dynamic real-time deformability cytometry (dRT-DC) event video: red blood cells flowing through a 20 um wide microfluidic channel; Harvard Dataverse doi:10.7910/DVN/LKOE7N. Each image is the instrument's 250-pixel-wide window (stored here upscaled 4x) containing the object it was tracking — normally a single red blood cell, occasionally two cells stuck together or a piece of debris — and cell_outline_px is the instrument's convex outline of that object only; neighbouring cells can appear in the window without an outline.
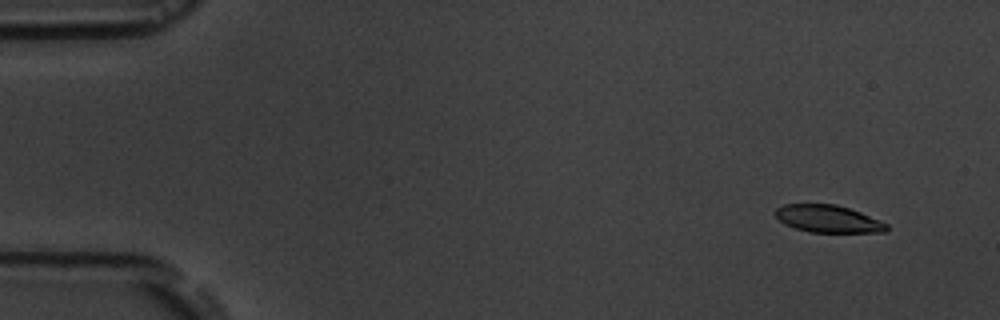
{"species": "common noctule bat (a hibernating species)", "species_latin": "Nyctalus noctula", "temperature_condition": "room temperature", "stored_images_in_passage": 10, "camera_frame_rate_fps": 3000, "um_per_image_px": 0.085, "animal": {"sex": "male", "body_mass_g": 19.5, "forearm_length_mm": 54.6}, "frame": {"image": 1, "passage_image": 2, "time_ms": 1.333, "image_size_px": [1000, 320], "cell_outline_px": [[888, 228], [884, 232], [808, 232], [784, 224], [772, 212], [776, 208], [784, 204], [836, 204], [860, 212], [880, 220], [888, 224]], "centroid_in_image_um": [70.36, 18.59], "position_along_channel_um": 14.6, "area_um2": 17.74}}
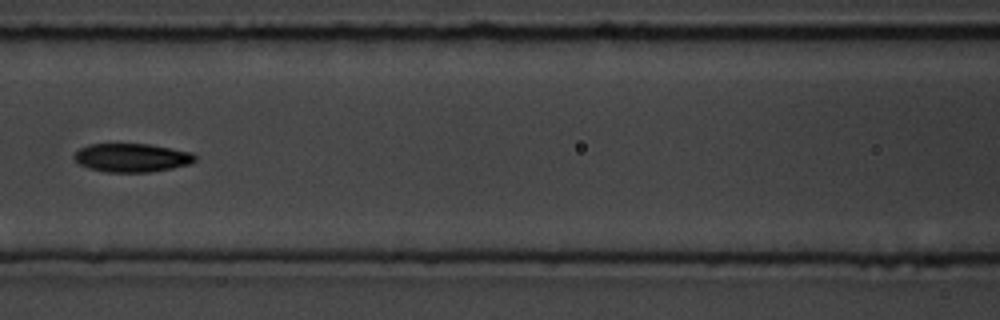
{"frame": {"image": 2, "passage_image": 8, "time_ms": 8.333, "image_size_px": [1000, 320], "cell_outline_px": [[196, 160], [192, 164], [172, 168], [148, 172], [104, 172], [88, 168], [80, 164], [72, 156], [80, 148], [88, 144], [148, 144], [192, 152], [196, 156]], "centroid_in_image_um": [11.21, 13.41], "position_along_channel_um": 155.4, "area_um2": 20.17}}
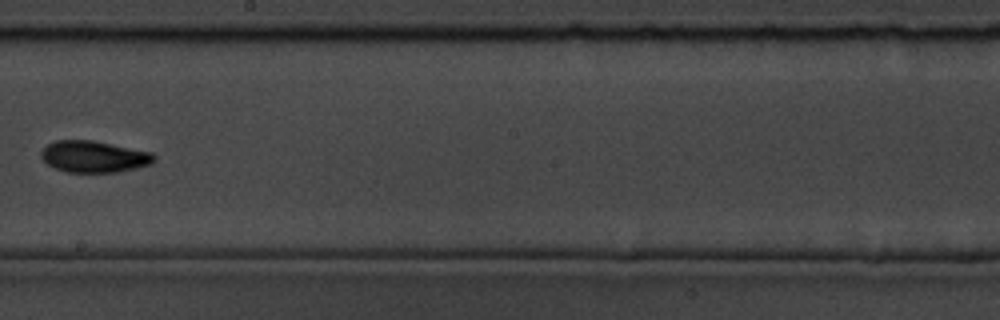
{"frame": {"image": 3, "passage_image": 10, "time_ms": 10.667, "image_size_px": [1000, 320], "cell_outline_px": [[156, 160], [152, 164], [136, 168], [116, 172], [64, 172], [48, 164], [40, 156], [40, 152], [48, 144], [56, 140], [92, 140], [152, 152], [156, 156]], "centroid_in_image_um": [8.0, 13.31], "position_along_channel_um": 240.2, "area_um2": 20.81}}